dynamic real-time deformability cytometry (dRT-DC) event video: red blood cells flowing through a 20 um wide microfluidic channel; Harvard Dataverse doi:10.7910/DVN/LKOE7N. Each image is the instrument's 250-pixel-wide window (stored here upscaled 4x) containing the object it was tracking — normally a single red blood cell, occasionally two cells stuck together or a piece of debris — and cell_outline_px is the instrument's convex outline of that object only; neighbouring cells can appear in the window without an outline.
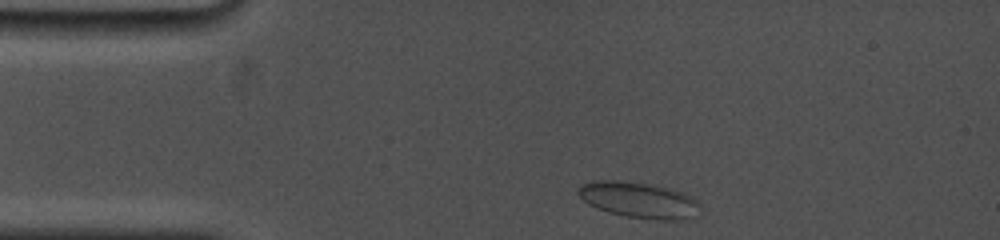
{"species": "common noctule bat (a hibernating species)", "species_latin": "Nyctalus noctula", "temperature_condition": "cold", "stored_images_in_passage": 19, "camera_frame_rate_fps": 5000, "um_per_image_px": 0.085, "animal": {"sex": "female", "body_mass_g": 19.0, "forearm_length_mm": 53.3}, "frame": {"image": 1, "passage_image": 1, "time_ms": 0.0, "image_size_px": [1000, 240], "cell_outline_px": [[700, 204], [692, 216], [676, 220], [660, 220], [628, 216], [612, 212], [588, 204], [576, 192], [576, 188], [580, 184], [596, 180], [620, 180], [648, 184], [672, 188], [684, 192], [692, 196]], "centroid_in_image_um": [54.27, 16.96], "position_along_channel_um": 30.7, "area_um2": 25.2}}
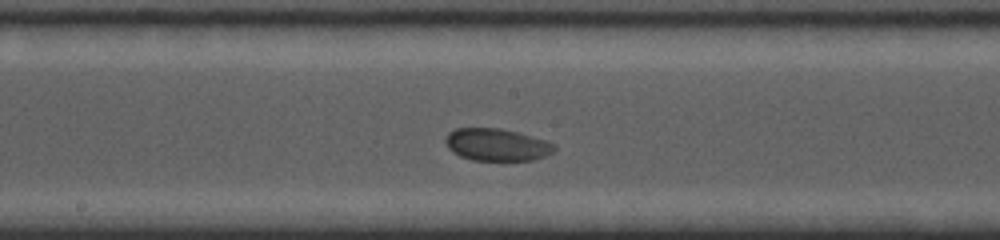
{"frame": {"image": 2, "passage_image": 12, "time_ms": 6.0, "image_size_px": [1000, 240], "cell_outline_px": [[556, 148], [552, 152], [544, 156], [532, 160], [472, 160], [460, 156], [452, 152], [444, 144], [444, 136], [448, 132], [456, 128], [500, 128], [516, 132], [544, 140], [556, 144]], "centroid_in_image_um": [42.16, 12.29], "position_along_channel_um": 206.0, "area_um2": 20.52}}
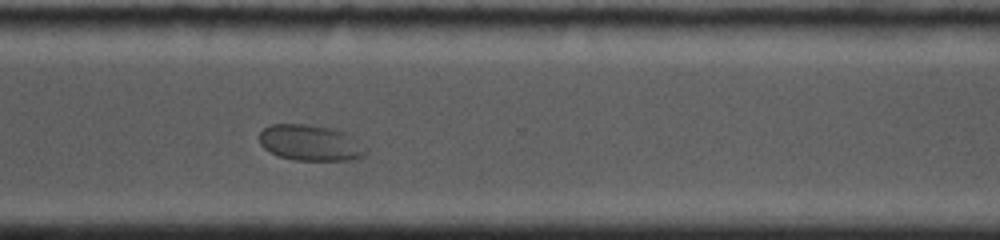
{"frame": {"image": 3, "passage_image": 19, "time_ms": 9.8, "image_size_px": [1000, 240], "cell_outline_px": [[368, 152], [364, 156], [348, 160], [292, 160], [276, 156], [264, 148], [260, 144], [260, 132], [264, 128], [272, 124], [308, 124], [328, 128], [344, 132], [352, 136], [368, 148]], "centroid_in_image_um": [26.39, 12.15], "position_along_channel_um": 344.2, "area_um2": 22.43}}